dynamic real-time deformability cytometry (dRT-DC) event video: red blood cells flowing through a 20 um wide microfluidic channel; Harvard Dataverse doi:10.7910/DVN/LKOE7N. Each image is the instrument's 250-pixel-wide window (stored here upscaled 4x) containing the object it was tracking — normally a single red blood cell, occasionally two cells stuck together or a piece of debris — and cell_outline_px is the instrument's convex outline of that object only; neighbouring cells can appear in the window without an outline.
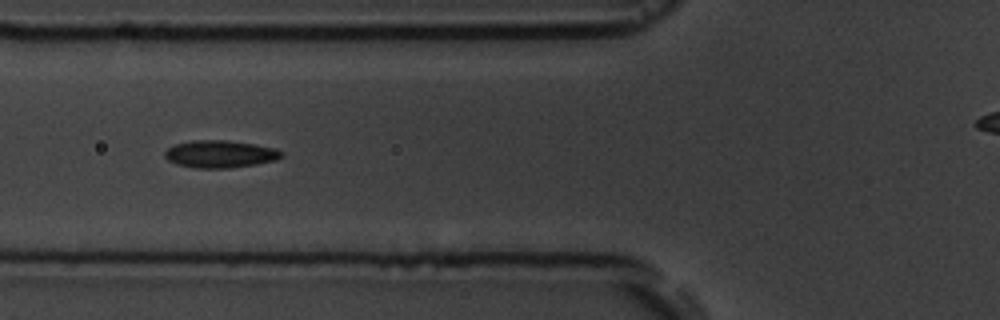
{"species": "common noctule bat (a hibernating species)", "species_latin": "Nyctalus noctula", "temperature_condition": "room temperature", "stored_images_in_passage": 5, "camera_frame_rate_fps": 3000, "um_per_image_px": 0.085, "animal": {"sex": "male", "body_mass_g": 19.5, "forearm_length_mm": 54.6}, "frame": {"image": 1, "passage_image": 3, "time_ms": 2.333, "image_size_px": [1000, 320], "cell_outline_px": [[284, 156], [276, 160], [256, 164], [228, 168], [196, 168], [176, 164], [168, 160], [164, 156], [164, 152], [172, 144], [192, 140], [228, 140], [276, 148], [284, 152]], "centroid_in_image_um": [18.7, 13.09], "position_along_channel_um": 107.1, "area_um2": 18.79}}
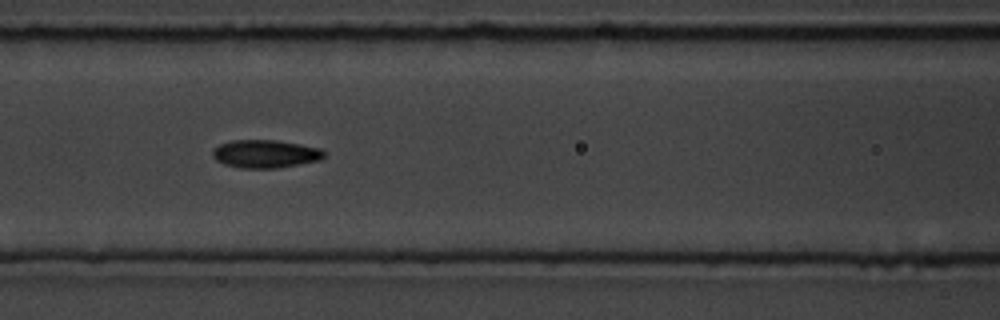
{"frame": {"image": 2, "passage_image": 4, "time_ms": 3.333, "image_size_px": [1000, 320], "cell_outline_px": [[324, 156], [320, 160], [300, 164], [276, 168], [240, 168], [224, 164], [216, 160], [212, 156], [212, 148], [220, 144], [232, 140], [276, 140], [300, 144], [320, 148], [324, 152]], "centroid_in_image_um": [22.52, 13.07], "position_along_channel_um": 144.1, "area_um2": 18.26}}
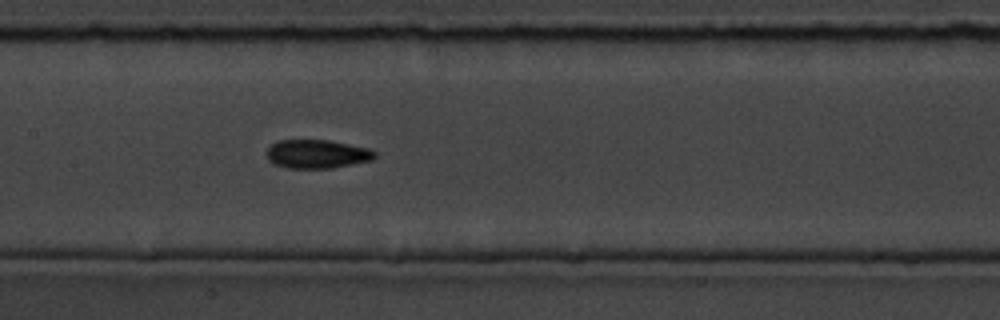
{"frame": {"image": 3, "passage_image": 5, "time_ms": 4.333, "image_size_px": [1000, 320], "cell_outline_px": [[376, 156], [372, 160], [332, 168], [288, 168], [276, 164], [268, 160], [264, 152], [276, 140], [328, 140], [368, 148], [376, 152]], "centroid_in_image_um": [26.91, 13.09], "position_along_channel_um": 180.5, "area_um2": 18.09}}